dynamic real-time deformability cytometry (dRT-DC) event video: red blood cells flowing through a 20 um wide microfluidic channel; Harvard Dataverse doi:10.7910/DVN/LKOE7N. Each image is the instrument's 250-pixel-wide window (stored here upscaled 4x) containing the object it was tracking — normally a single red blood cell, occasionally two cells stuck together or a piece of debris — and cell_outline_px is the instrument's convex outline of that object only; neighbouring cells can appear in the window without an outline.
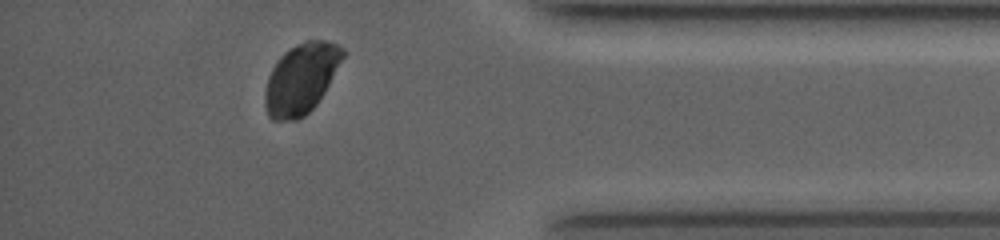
{"species": "common noctule bat (a hibernating species)", "species_latin": "Nyctalus noctula", "temperature_condition": "room temperature", "stored_images_in_passage": 46, "camera_frame_rate_fps": 4000, "um_per_image_px": 0.085, "animal": {"sex": "female", "body_mass_g": 19.0, "forearm_length_mm": 53.3}, "frame": {"image": 1, "passage_image": 42, "time_ms": 10.25, "image_size_px": [1000, 240], "cell_outline_px": [[344, 56], [324, 92], [316, 104], [304, 116], [296, 120], [272, 120], [268, 116], [264, 104], [264, 92], [268, 76], [276, 60], [284, 52], [296, 44], [304, 40], [328, 40], [344, 48]], "centroid_in_image_um": [25.56, 6.67], "position_along_channel_um": 409.6, "area_um2": 31.91}}